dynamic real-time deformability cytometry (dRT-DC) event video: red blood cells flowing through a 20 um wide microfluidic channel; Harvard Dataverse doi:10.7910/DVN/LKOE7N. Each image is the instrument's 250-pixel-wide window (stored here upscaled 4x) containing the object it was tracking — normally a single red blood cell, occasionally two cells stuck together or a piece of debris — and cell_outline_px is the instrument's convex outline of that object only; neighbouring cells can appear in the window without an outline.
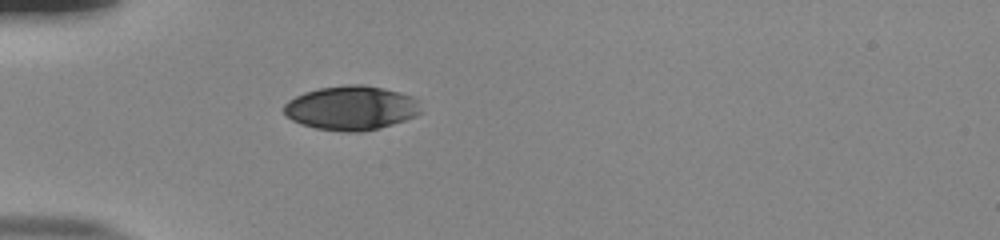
{"species": "human", "species_latin": "Homo sapiens", "temperature_condition": "room temperature", "stored_images_in_passage": 38, "camera_frame_rate_fps": 3000, "um_per_image_px": 0.085, "donor": {"sex": "male"}, "frame": {"image": 1, "passage_image": 1, "time_ms": 0.0, "image_size_px": [1000, 240], "cell_outline_px": [[420, 112], [416, 116], [380, 128], [360, 132], [344, 132], [316, 128], [300, 124], [284, 116], [284, 104], [288, 100], [304, 92], [320, 88], [348, 84], [360, 84], [384, 88], [400, 92], [412, 96], [416, 100]], "centroid_in_image_um": [29.82, 9.18], "position_along_channel_um": 55.2, "area_um2": 35.32}}
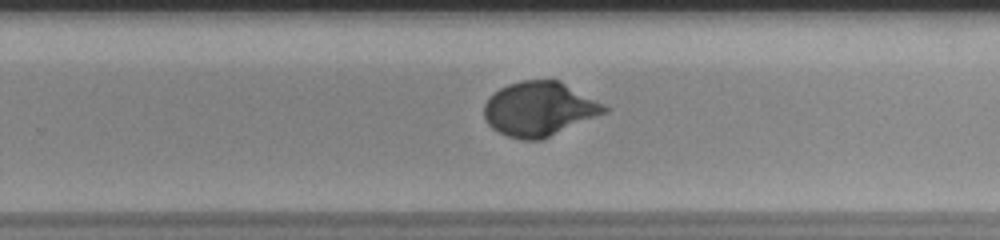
{"frame": {"image": 2, "passage_image": 20, "time_ms": 6.333, "image_size_px": [1000, 240], "cell_outline_px": [[608, 112], [540, 140], [524, 140], [508, 136], [492, 128], [488, 124], [484, 116], [484, 104], [488, 96], [500, 88], [508, 84], [520, 80], [560, 80], [604, 104], [608, 108]], "centroid_in_image_um": [45.82, 9.25], "position_along_channel_um": 284.0, "area_um2": 38.03}}
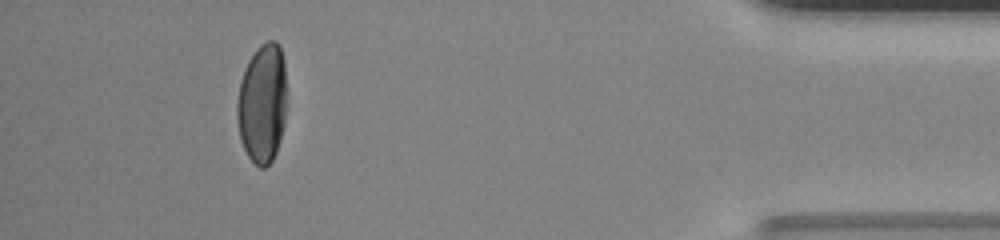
{"frame": {"image": 3, "passage_image": 34, "time_ms": 11.0, "image_size_px": [1000, 240], "cell_outline_px": [[288, 108], [284, 124], [276, 152], [272, 160], [264, 168], [260, 168], [248, 156], [240, 140], [236, 120], [236, 104], [240, 80], [244, 68], [248, 60], [256, 48], [260, 44], [268, 40], [276, 40], [280, 44], [284, 60]], "centroid_in_image_um": [22.31, 8.74], "position_along_channel_um": 412.9, "area_um2": 35.55}, "authors_computed_cell_mechanics": {"area_um2": 35.9805, "velocity_mm_per_s": 3.8267, "shape_relaxation_time_tau1_ms": 3.3596, "shape_relaxation_time_tau2_ms": null, "deformation_change_tau1": 0.168, "deformation_change_tau2": null}}